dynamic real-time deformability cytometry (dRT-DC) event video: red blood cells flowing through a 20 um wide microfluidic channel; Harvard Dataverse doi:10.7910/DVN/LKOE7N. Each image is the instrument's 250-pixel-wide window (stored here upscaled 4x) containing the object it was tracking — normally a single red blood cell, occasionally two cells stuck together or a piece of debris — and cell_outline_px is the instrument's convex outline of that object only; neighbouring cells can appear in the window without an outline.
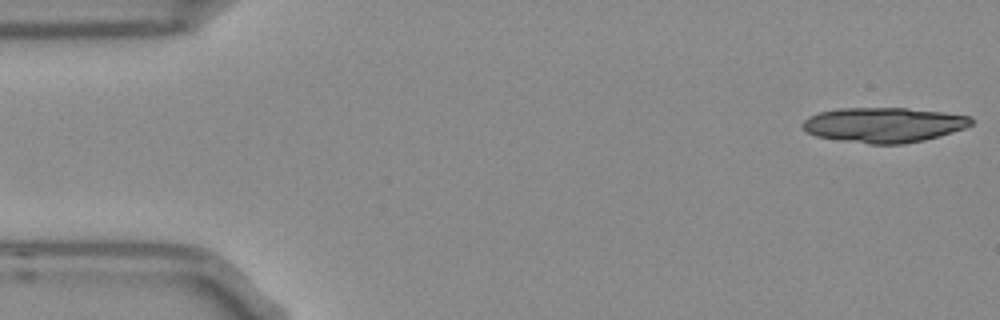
{"species": "Egyptian fruit bat (a non-hibernating species)", "species_latin": "Rousettus aegyptiacus", "temperature_condition": "room temperature", "stored_images_in_passage": 16, "camera_frame_rate_fps": 3000, "um_per_image_px": 0.085, "frame": {"image": 1, "passage_image": 1, "time_ms": 0.0, "image_size_px": [1000, 320], "cell_outline_px": [[972, 124], [964, 128], [924, 140], [904, 144], [868, 144], [840, 140], [816, 136], [808, 132], [800, 124], [808, 116], [816, 112], [836, 108], [904, 108], [944, 112], [972, 116]], "centroid_in_image_um": [75.08, 10.6], "position_along_channel_um": 9.9, "area_um2": 34.45}}